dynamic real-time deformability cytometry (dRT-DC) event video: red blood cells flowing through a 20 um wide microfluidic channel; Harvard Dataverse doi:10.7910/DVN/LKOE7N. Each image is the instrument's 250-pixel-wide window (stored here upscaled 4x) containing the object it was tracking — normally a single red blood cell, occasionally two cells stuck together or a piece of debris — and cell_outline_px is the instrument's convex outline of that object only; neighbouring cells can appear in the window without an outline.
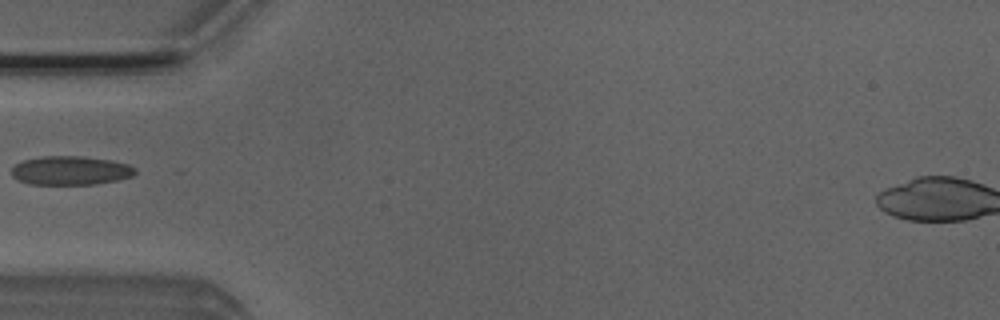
{"species": "Egyptian fruit bat (a non-hibernating species)", "species_latin": "Rousettus aegyptiacus", "temperature_condition": "room temperature", "stored_images_in_passage": 22, "camera_frame_rate_fps": 3000, "um_per_image_px": 0.085, "animal": {"sex": "male"}, "frame": {"image": 1, "passage_image": 1, "time_ms": 0.0, "image_size_px": [1000, 320], "cell_outline_px": [[136, 172], [132, 176], [116, 180], [96, 184], [28, 184], [12, 176], [12, 168], [16, 164], [24, 160], [40, 156], [80, 156], [112, 160], [128, 164], [136, 168]], "centroid_in_image_um": [6.01, 14.49], "position_along_channel_um": 79.0, "area_um2": 20.75}}
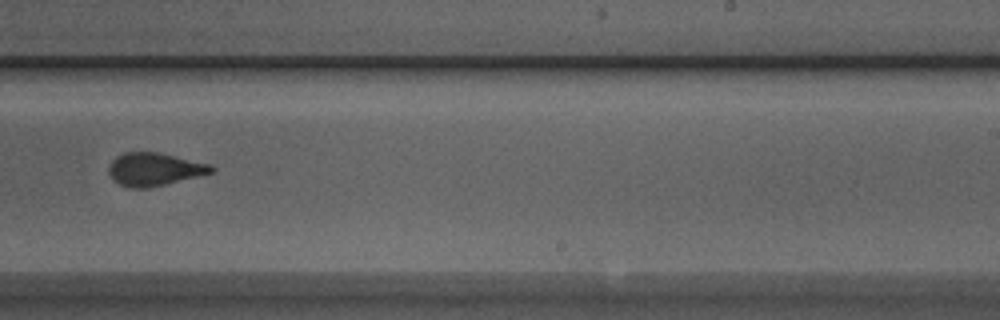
{"frame": {"image": 2, "passage_image": 16, "time_ms": 5.0, "image_size_px": [1000, 320], "cell_outline_px": [[216, 172], [148, 188], [128, 188], [112, 180], [108, 172], [108, 168], [112, 160], [116, 156], [124, 152], [160, 152], [212, 164], [216, 168]], "centroid_in_image_um": [13.14, 14.38], "position_along_channel_um": 275.9, "area_um2": 20.06}}
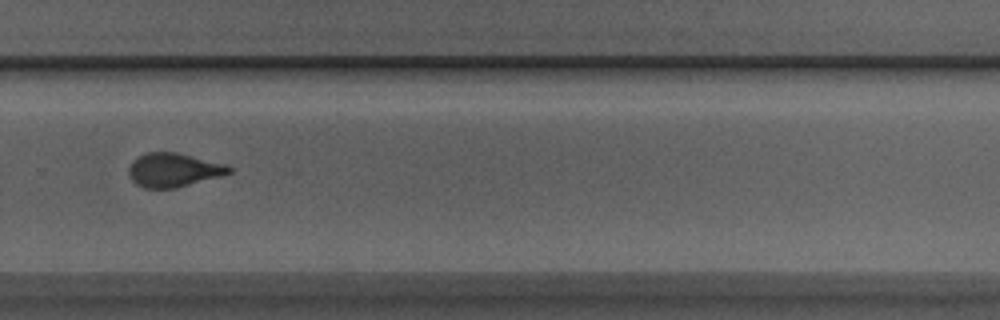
{"frame": {"image": 3, "passage_image": 19, "time_ms": 6.0, "image_size_px": [1000, 320], "cell_outline_px": [[232, 172], [220, 176], [176, 188], [144, 188], [136, 184], [132, 180], [128, 172], [128, 168], [132, 160], [148, 152], [176, 152], [228, 164], [232, 168]], "centroid_in_image_um": [14.76, 14.44], "position_along_channel_um": 315.0, "area_um2": 19.83}}